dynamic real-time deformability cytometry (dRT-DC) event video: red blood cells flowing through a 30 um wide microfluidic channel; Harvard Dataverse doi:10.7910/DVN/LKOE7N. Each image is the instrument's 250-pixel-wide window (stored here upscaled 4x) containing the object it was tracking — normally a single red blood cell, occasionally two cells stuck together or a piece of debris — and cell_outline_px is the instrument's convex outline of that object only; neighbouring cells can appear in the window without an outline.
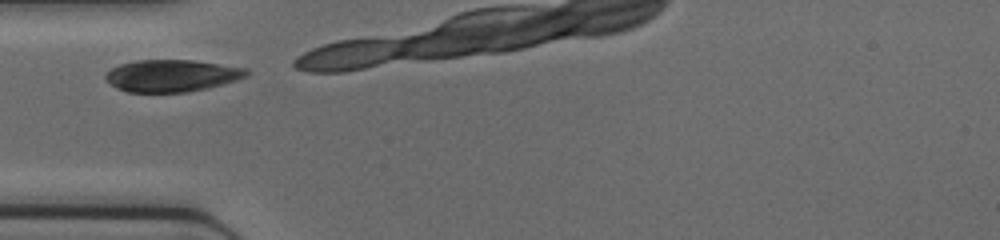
{"species": "common noctule bat (a hibernating species)", "species_latin": "Nyctalus noctula", "temperature_condition": "cold", "stored_images_in_passage": 3, "camera_frame_rate_fps": 3000, "um_per_image_px": 0.085, "animal": {"sex": "female", "body_mass_g": 17.0, "forearm_length_mm": 48.0}, "frame": {"image": 1, "passage_image": 1, "time_ms": 0.0, "image_size_px": [1000, 240], "cell_outline_px": [[248, 76], [236, 80], [208, 88], [188, 92], [128, 92], [116, 88], [104, 80], [104, 76], [112, 68], [120, 64], [132, 60], [192, 60], [248, 68]], "centroid_in_image_um": [14.58, 6.43], "position_along_channel_um": 70.4, "area_um2": 26.47}}